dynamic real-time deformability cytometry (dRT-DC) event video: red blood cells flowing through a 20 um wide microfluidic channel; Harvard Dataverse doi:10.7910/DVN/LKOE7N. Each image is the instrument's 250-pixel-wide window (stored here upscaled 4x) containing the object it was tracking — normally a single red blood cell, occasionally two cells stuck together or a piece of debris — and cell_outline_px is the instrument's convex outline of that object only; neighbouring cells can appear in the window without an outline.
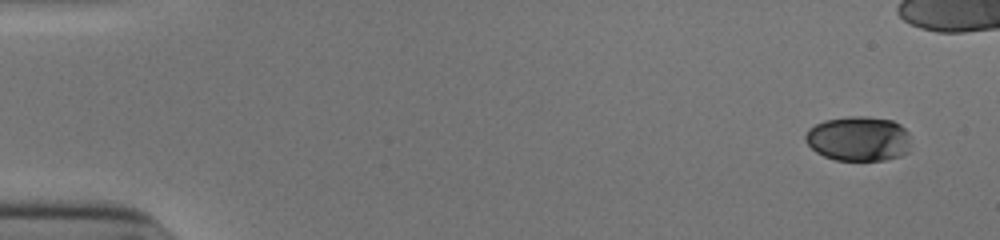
{"species": "human", "species_latin": "Homo sapiens", "temperature_condition": "cold", "stored_images_in_passage": 16, "camera_frame_rate_fps": 3000, "um_per_image_px": 0.085, "donor": {"sex": "male"}, "frame": {"image": 1, "passage_image": 1, "time_ms": 0.0, "image_size_px": [1000, 240], "cell_outline_px": [[908, 152], [900, 156], [884, 160], [836, 160], [824, 156], [816, 152], [804, 140], [804, 136], [808, 128], [824, 120], [848, 116], [868, 116], [892, 120], [900, 124], [908, 132]], "centroid_in_image_um": [72.95, 11.78], "position_along_channel_um": 12.1, "area_um2": 27.63}}
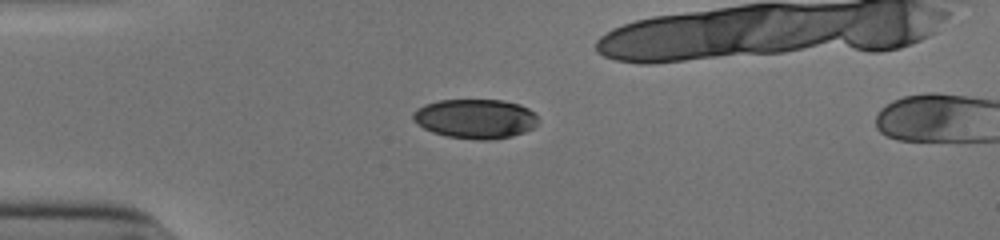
{"frame": {"image": 2, "passage_image": 13, "time_ms": 4.0, "image_size_px": [1000, 240], "cell_outline_px": [[540, 120], [532, 128], [524, 132], [512, 136], [488, 140], [480, 140], [448, 136], [432, 132], [416, 124], [412, 120], [412, 112], [416, 108], [424, 104], [440, 100], [504, 100], [520, 104], [528, 108]], "centroid_in_image_um": [40.38, 10.08], "position_along_channel_um": 44.6, "area_um2": 28.9}}